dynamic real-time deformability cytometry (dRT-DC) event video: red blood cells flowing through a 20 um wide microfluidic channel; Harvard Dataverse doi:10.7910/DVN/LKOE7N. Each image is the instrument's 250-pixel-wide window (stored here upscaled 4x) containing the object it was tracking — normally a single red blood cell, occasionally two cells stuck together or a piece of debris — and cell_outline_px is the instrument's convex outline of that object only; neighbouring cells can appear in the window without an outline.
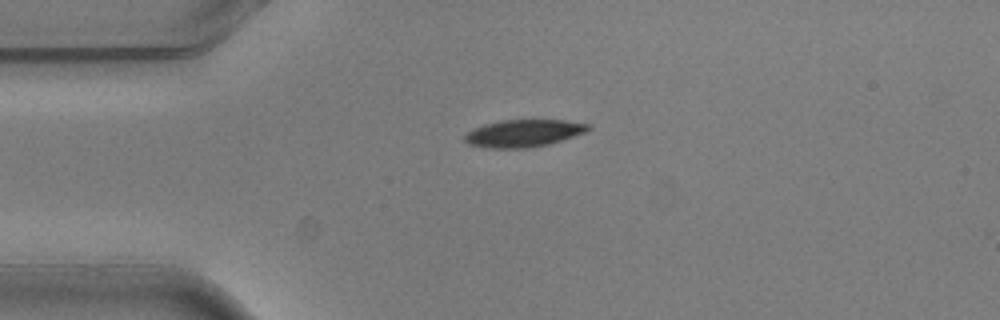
{"species": "common noctule bat (a hibernating species)", "species_latin": "Nyctalus noctula", "temperature_condition": "warm", "stored_images_in_passage": 2, "camera_frame_rate_fps": 3000, "um_per_image_px": 0.085, "animal": {"sex": "male", "body_mass_g": 20.5, "forearm_length_mm": 52.5}, "frame": {"image": 1, "passage_image": 1, "time_ms": 0.0, "image_size_px": [1000, 320], "cell_outline_px": [[592, 128], [584, 132], [548, 144], [524, 148], [488, 148], [468, 144], [464, 140], [464, 136], [468, 132], [484, 124], [500, 120], [564, 120], [592, 124]], "centroid_in_image_um": [44.5, 11.32], "position_along_channel_um": 40.5, "area_um2": 19.48}}